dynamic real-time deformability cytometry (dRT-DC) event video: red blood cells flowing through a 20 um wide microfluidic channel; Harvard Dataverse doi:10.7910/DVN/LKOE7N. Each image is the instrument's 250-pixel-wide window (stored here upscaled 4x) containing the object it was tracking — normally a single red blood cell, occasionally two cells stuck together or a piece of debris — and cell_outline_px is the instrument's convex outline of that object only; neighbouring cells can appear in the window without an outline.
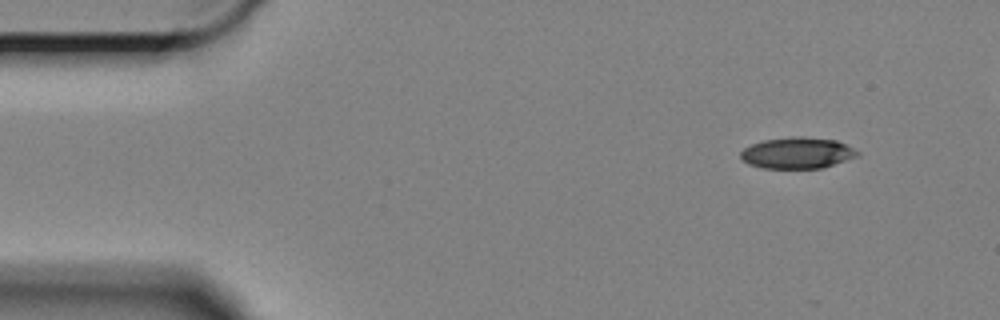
{"species": "Egyptian fruit bat (a non-hibernating species)", "species_latin": "Rousettus aegyptiacus", "temperature_condition": "cold", "stored_images_in_passage": 48, "camera_frame_rate_fps": 3000, "um_per_image_px": 0.085, "animal": {"sex": "female"}, "frame": {"image": 1, "passage_image": 1, "time_ms": 0.0, "image_size_px": [1000, 320], "cell_outline_px": [[860, 156], [820, 168], [764, 168], [748, 164], [740, 156], [740, 152], [744, 148], [752, 144], [764, 140], [792, 136], [800, 136], [836, 140], [860, 152]], "centroid_in_image_um": [67.77, 12.99], "position_along_channel_um": 17.2, "area_um2": 21.15}}
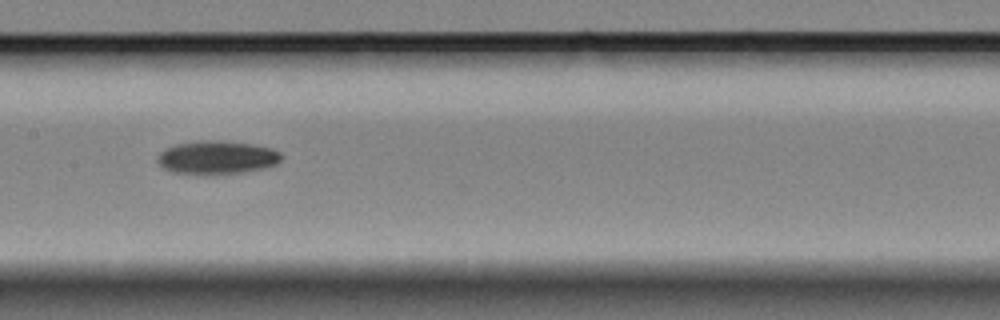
{"frame": {"image": 2, "passage_image": 24, "time_ms": 7.667, "image_size_px": [1000, 320], "cell_outline_px": [[284, 156], [276, 164], [264, 168], [244, 172], [204, 176], [172, 172], [164, 168], [156, 160], [156, 156], [164, 148], [176, 144], [200, 140], [212, 140], [252, 144], [272, 148], [280, 152]], "centroid_in_image_um": [18.41, 13.4], "position_along_channel_um": 189.0, "area_um2": 24.57}}
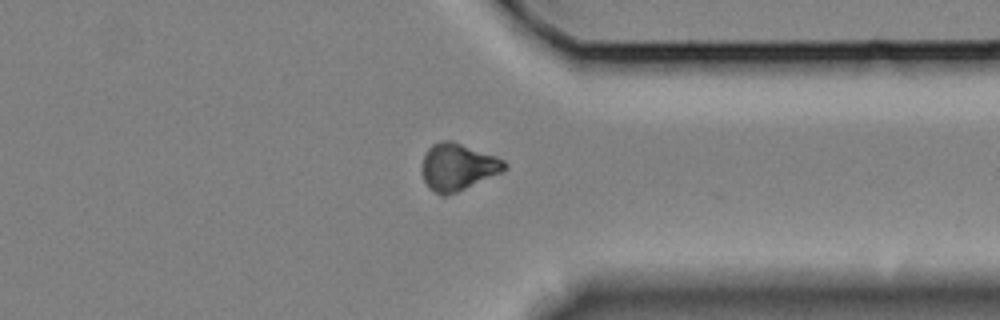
{"frame": {"image": 3, "passage_image": 41, "time_ms": 13.333, "image_size_px": [1000, 320], "cell_outline_px": [[508, 168], [504, 172], [456, 192], [444, 196], [440, 196], [428, 188], [424, 180], [420, 168], [424, 156], [428, 148], [432, 144], [444, 140], [452, 140], [496, 156], [504, 160], [508, 164]], "centroid_in_image_um": [38.92, 14.19], "position_along_channel_um": 372.5, "area_um2": 22.95}, "authors_computed_cell_mechanics": {"area_um2": 23.2067, "velocity_mm_per_s": 3.2977, "shape_relaxation_time_tau1_ms": 4.9892, "shape_relaxation_time_tau2_ms": null, "deformation_change_tau1": 0.1208, "deformation_change_tau2": null}}